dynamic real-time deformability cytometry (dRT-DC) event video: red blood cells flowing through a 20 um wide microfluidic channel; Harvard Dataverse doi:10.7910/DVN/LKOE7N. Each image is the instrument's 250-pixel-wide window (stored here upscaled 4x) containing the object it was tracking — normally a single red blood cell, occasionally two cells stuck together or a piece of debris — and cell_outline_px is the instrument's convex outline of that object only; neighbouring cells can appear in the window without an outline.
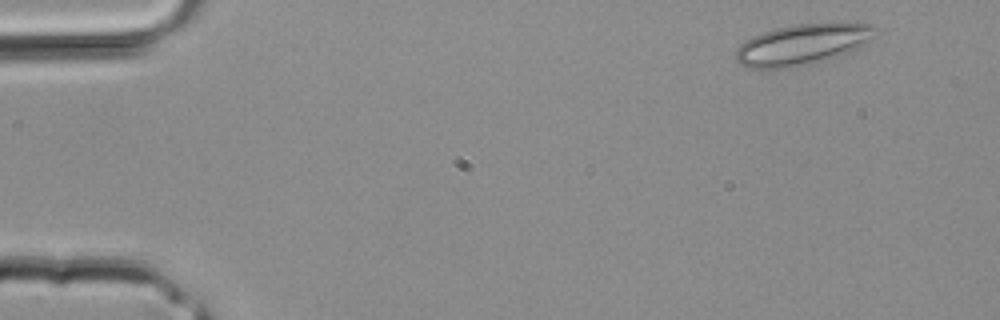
{"species": "common noctule bat (a hibernating species)", "species_latin": "Nyctalus noctula", "temperature_condition": "room temperature", "stored_images_in_passage": 3, "camera_frame_rate_fps": 3000, "um_per_image_px": 0.085, "animal": {"sex": "male", "body_mass_g": 20.4}, "frame": {"image": 1, "passage_image": 1, "time_ms": 0.0, "image_size_px": [1000, 320], "cell_outline_px": [[876, 28], [868, 40], [864, 44], [856, 48], [804, 64], [788, 68], [748, 68], [740, 64], [736, 60], [736, 48], [744, 40], [752, 36], [776, 28], [792, 24], [872, 24]], "centroid_in_image_um": [68.05, 3.77], "position_along_channel_um": 16.9, "area_um2": 31.85}}